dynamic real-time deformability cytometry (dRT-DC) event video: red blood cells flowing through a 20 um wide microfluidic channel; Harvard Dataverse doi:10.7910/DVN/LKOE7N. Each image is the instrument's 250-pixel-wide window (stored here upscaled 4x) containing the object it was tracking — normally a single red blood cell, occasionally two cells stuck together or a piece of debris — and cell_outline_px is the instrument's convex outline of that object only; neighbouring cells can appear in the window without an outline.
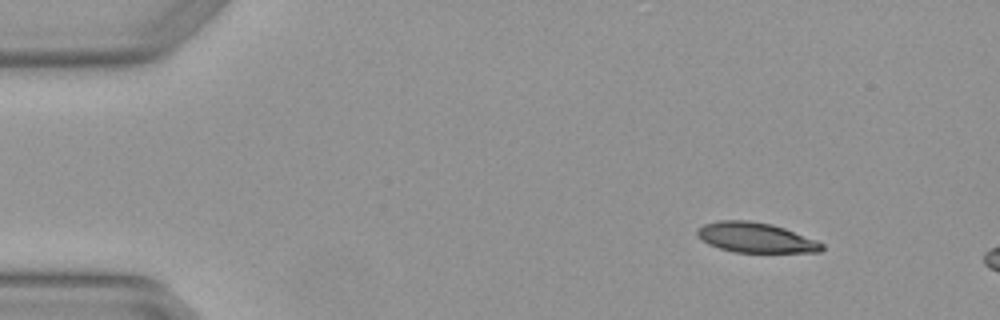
{"species": "Egyptian fruit bat (a non-hibernating species)", "species_latin": "Rousettus aegyptiacus", "temperature_condition": "warm", "stored_images_in_passage": 4, "camera_frame_rate_fps": 3000, "um_per_image_px": 0.085, "animal": {"sex": "female"}, "frame": {"image": 1, "passage_image": 1, "time_ms": 0.0, "image_size_px": [1000, 320], "cell_outline_px": [[824, 248], [820, 252], [732, 252], [708, 244], [696, 232], [696, 228], [704, 224], [720, 220], [748, 220], [772, 224], [784, 228], [816, 240], [824, 244]], "centroid_in_image_um": [64.23, 20.19], "position_along_channel_um": 20.8, "area_um2": 21.68}}